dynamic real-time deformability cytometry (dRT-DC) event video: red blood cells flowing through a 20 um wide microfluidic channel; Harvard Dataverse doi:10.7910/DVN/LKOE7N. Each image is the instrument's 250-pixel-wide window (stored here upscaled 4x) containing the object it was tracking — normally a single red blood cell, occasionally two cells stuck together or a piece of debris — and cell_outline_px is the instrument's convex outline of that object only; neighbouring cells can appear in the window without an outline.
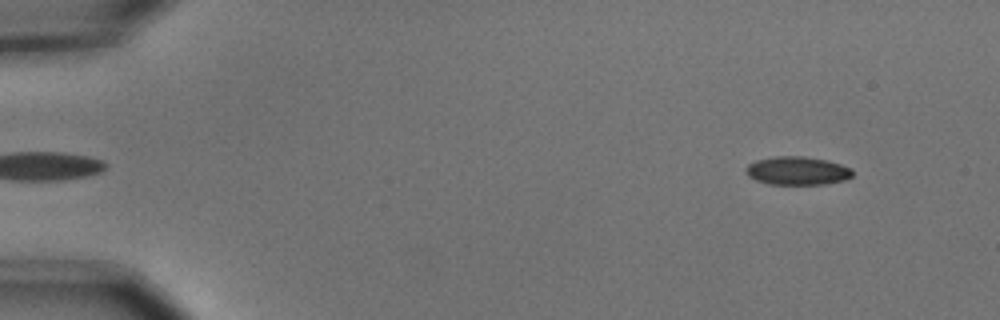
{"species": "common noctule bat (a hibernating species)", "species_latin": "Nyctalus noctula", "temperature_condition": "cold", "stored_images_in_passage": 6, "segment_of_instrument_passage": [2, 2], "camera_frame_rate_fps": 3000, "um_per_image_px": 0.085, "animal": {"sex": "male", "body_mass_g": 15.6}, "frame": {"image": 1, "passage_image": 6, "time_ms": 1.667, "image_size_px": [1000, 320], "cell_outline_px": [[852, 176], [844, 180], [824, 184], [768, 184], [756, 180], [748, 176], [744, 172], [744, 168], [748, 164], [756, 160], [776, 156], [804, 156], [828, 160], [852, 168]], "centroid_in_image_um": [67.74, 14.51], "position_along_channel_um": 17.3, "area_um2": 17.74}}